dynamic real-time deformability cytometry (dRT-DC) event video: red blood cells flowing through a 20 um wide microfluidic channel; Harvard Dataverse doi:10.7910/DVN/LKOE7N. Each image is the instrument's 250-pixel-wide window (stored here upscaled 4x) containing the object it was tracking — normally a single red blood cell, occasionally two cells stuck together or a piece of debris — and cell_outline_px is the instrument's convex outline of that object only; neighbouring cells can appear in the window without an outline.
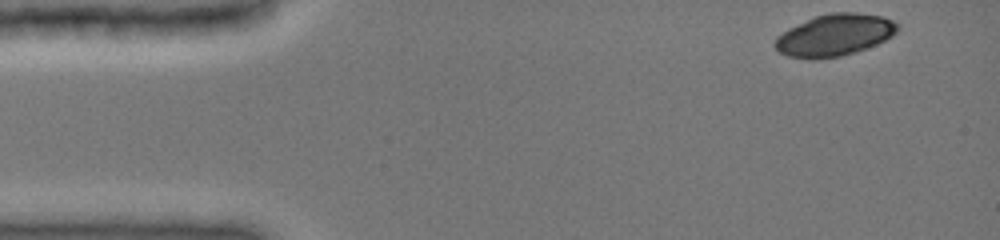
{"species": "common noctule bat (a hibernating species)", "species_latin": "Nyctalus noctula", "temperature_condition": "cold", "stored_images_in_passage": 43, "camera_frame_rate_fps": 3000, "um_per_image_px": 0.085, "animal": {"sex": "female", "body_mass_g": 19.0, "forearm_length_mm": 51.5}, "frame": {"image": 1, "passage_image": 1, "time_ms": 0.0, "image_size_px": [1000, 240], "cell_outline_px": [[900, 28], [892, 36], [876, 44], [840, 56], [808, 60], [788, 56], [780, 52], [772, 44], [776, 36], [788, 28], [816, 16], [832, 12], [856, 12], [884, 16], [900, 24]], "centroid_in_image_um": [70.93, 2.97], "position_along_channel_um": 14.1, "area_um2": 29.94}}